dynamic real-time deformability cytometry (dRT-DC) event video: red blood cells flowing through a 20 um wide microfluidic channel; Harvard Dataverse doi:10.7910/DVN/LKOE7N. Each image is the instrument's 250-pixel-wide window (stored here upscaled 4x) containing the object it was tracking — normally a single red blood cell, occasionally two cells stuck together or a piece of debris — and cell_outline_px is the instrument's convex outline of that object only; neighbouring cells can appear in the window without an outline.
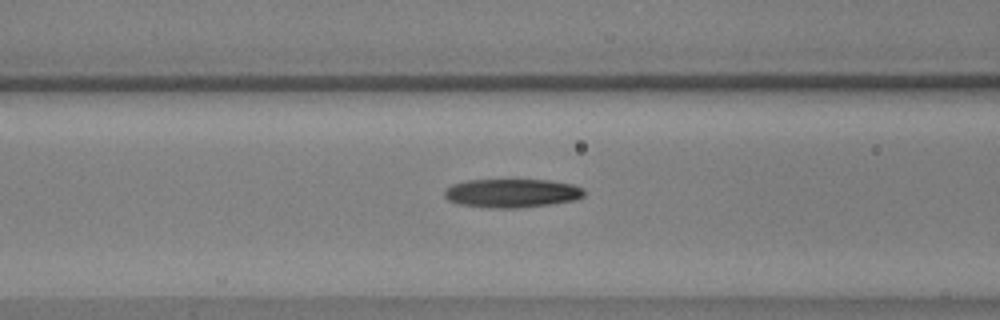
{"species": "common noctule bat (a hibernating species)", "species_latin": "Nyctalus noctula", "temperature_condition": "warm", "stored_images_in_passage": 40, "camera_frame_rate_fps": 3000, "um_per_image_px": 0.085, "animal": {"sex": "male", "body_mass_g": 17.9, "forearm_length_mm": 54.2}, "frame": {"image": 1, "passage_image": 15, "time_ms": 4.667, "image_size_px": [1000, 320], "cell_outline_px": [[584, 196], [576, 200], [552, 204], [516, 208], [488, 208], [460, 204], [448, 200], [444, 196], [444, 188], [452, 184], [464, 180], [548, 180], [572, 184], [584, 188]], "centroid_in_image_um": [43.5, 16.42], "position_along_channel_um": 123.1, "area_um2": 23.58}}
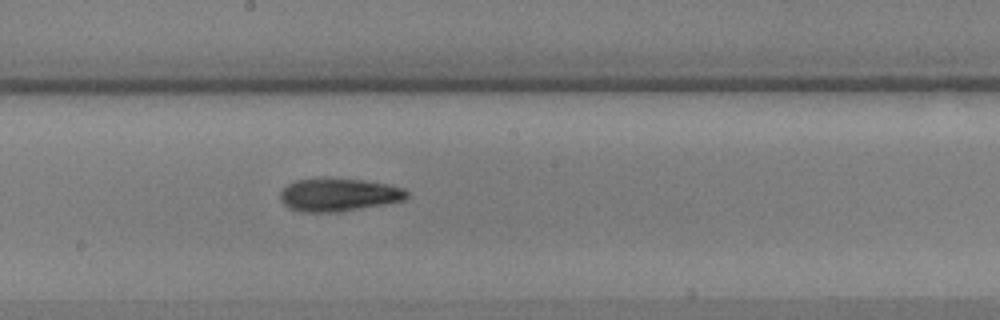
{"frame": {"image": 2, "passage_image": 23, "time_ms": 7.333, "image_size_px": [1000, 320], "cell_outline_px": [[408, 196], [404, 200], [384, 204], [336, 212], [304, 212], [288, 208], [280, 200], [280, 192], [288, 184], [296, 180], [364, 180], [388, 184], [404, 188], [408, 192]], "centroid_in_image_um": [28.79, 16.58], "position_along_channel_um": 219.4, "area_um2": 23.76}}
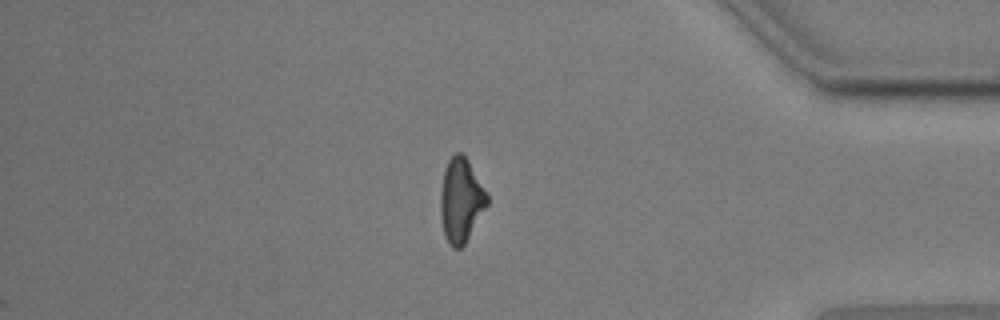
{"frame": {"image": 3, "passage_image": 40, "time_ms": 13.0, "image_size_px": [1000, 320], "cell_outline_px": [[488, 204], [464, 244], [460, 248], [452, 248], [448, 244], [444, 236], [440, 216], [440, 192], [444, 168], [448, 160], [456, 152], [460, 152], [468, 160], [488, 196]], "centroid_in_image_um": [39.15, 17.03], "position_along_channel_um": 396.1, "area_um2": 22.77}, "authors_computed_cell_mechanics": {"area_um2": 23.2645, "velocity_mm_per_s": 3.6123, "shape_relaxation_time_tau1_ms": 10.9756, "shape_relaxation_time_tau2_ms": null, "deformation_change_tau1": 0.3003, "deformation_change_tau2": null}}